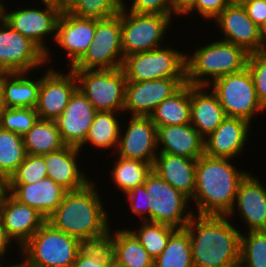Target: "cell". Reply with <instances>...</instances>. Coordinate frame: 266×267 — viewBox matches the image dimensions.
<instances>
[{"mask_svg": "<svg viewBox=\"0 0 266 267\" xmlns=\"http://www.w3.org/2000/svg\"><path fill=\"white\" fill-rule=\"evenodd\" d=\"M94 182L67 191L57 209L46 219L54 228L80 240L84 245L105 243L110 220Z\"/></svg>", "mask_w": 266, "mask_h": 267, "instance_id": "1", "label": "cell"}, {"mask_svg": "<svg viewBox=\"0 0 266 267\" xmlns=\"http://www.w3.org/2000/svg\"><path fill=\"white\" fill-rule=\"evenodd\" d=\"M231 218L194 214L185 226L191 240L194 267H229L240 262L239 228Z\"/></svg>", "mask_w": 266, "mask_h": 267, "instance_id": "2", "label": "cell"}, {"mask_svg": "<svg viewBox=\"0 0 266 267\" xmlns=\"http://www.w3.org/2000/svg\"><path fill=\"white\" fill-rule=\"evenodd\" d=\"M230 160L205 154L197 159L191 199L196 206L194 214L226 216L230 212L238 187L249 173L237 169Z\"/></svg>", "mask_w": 266, "mask_h": 267, "instance_id": "3", "label": "cell"}, {"mask_svg": "<svg viewBox=\"0 0 266 267\" xmlns=\"http://www.w3.org/2000/svg\"><path fill=\"white\" fill-rule=\"evenodd\" d=\"M248 57L249 53L240 46L223 40L209 41L192 54L186 53V83L209 86L219 77L244 70Z\"/></svg>", "mask_w": 266, "mask_h": 267, "instance_id": "4", "label": "cell"}, {"mask_svg": "<svg viewBox=\"0 0 266 267\" xmlns=\"http://www.w3.org/2000/svg\"><path fill=\"white\" fill-rule=\"evenodd\" d=\"M84 244L45 222L19 249L26 267H72Z\"/></svg>", "mask_w": 266, "mask_h": 267, "instance_id": "5", "label": "cell"}, {"mask_svg": "<svg viewBox=\"0 0 266 267\" xmlns=\"http://www.w3.org/2000/svg\"><path fill=\"white\" fill-rule=\"evenodd\" d=\"M121 68L127 82L186 78V53L166 45L125 56Z\"/></svg>", "mask_w": 266, "mask_h": 267, "instance_id": "6", "label": "cell"}, {"mask_svg": "<svg viewBox=\"0 0 266 267\" xmlns=\"http://www.w3.org/2000/svg\"><path fill=\"white\" fill-rule=\"evenodd\" d=\"M121 40L123 55L146 52L163 47L167 30L173 18L161 14H139L129 12L124 6L120 10Z\"/></svg>", "mask_w": 266, "mask_h": 267, "instance_id": "7", "label": "cell"}, {"mask_svg": "<svg viewBox=\"0 0 266 267\" xmlns=\"http://www.w3.org/2000/svg\"><path fill=\"white\" fill-rule=\"evenodd\" d=\"M209 89L218 97L227 117L243 118L252 124L257 113L266 111L259 101L247 67L240 72L215 79L209 84Z\"/></svg>", "mask_w": 266, "mask_h": 267, "instance_id": "8", "label": "cell"}, {"mask_svg": "<svg viewBox=\"0 0 266 267\" xmlns=\"http://www.w3.org/2000/svg\"><path fill=\"white\" fill-rule=\"evenodd\" d=\"M144 185L150 206V222L184 229L194 215L192 209L186 210L190 199L153 170L147 175Z\"/></svg>", "mask_w": 266, "mask_h": 267, "instance_id": "9", "label": "cell"}, {"mask_svg": "<svg viewBox=\"0 0 266 267\" xmlns=\"http://www.w3.org/2000/svg\"><path fill=\"white\" fill-rule=\"evenodd\" d=\"M78 88L97 111L120 112L125 105L126 77L122 68L74 70Z\"/></svg>", "mask_w": 266, "mask_h": 267, "instance_id": "10", "label": "cell"}, {"mask_svg": "<svg viewBox=\"0 0 266 267\" xmlns=\"http://www.w3.org/2000/svg\"><path fill=\"white\" fill-rule=\"evenodd\" d=\"M44 9L41 8H17L9 11L4 6V21L18 33L29 38L44 53L46 65L52 58L50 47L46 46L45 38L55 39L56 25L61 14L62 7L60 4L51 1H41Z\"/></svg>", "mask_w": 266, "mask_h": 267, "instance_id": "11", "label": "cell"}, {"mask_svg": "<svg viewBox=\"0 0 266 267\" xmlns=\"http://www.w3.org/2000/svg\"><path fill=\"white\" fill-rule=\"evenodd\" d=\"M124 60L121 40L120 13L96 19L93 41L73 70L118 69Z\"/></svg>", "mask_w": 266, "mask_h": 267, "instance_id": "12", "label": "cell"}, {"mask_svg": "<svg viewBox=\"0 0 266 267\" xmlns=\"http://www.w3.org/2000/svg\"><path fill=\"white\" fill-rule=\"evenodd\" d=\"M45 65V66H44ZM46 66L45 53L29 38L0 24V73L32 72Z\"/></svg>", "mask_w": 266, "mask_h": 267, "instance_id": "13", "label": "cell"}, {"mask_svg": "<svg viewBox=\"0 0 266 267\" xmlns=\"http://www.w3.org/2000/svg\"><path fill=\"white\" fill-rule=\"evenodd\" d=\"M40 77L38 102L35 107L40 119L56 121L68 105L71 95L78 88L77 77L72 68L65 74L47 68ZM63 72V73H62Z\"/></svg>", "mask_w": 266, "mask_h": 267, "instance_id": "14", "label": "cell"}, {"mask_svg": "<svg viewBox=\"0 0 266 267\" xmlns=\"http://www.w3.org/2000/svg\"><path fill=\"white\" fill-rule=\"evenodd\" d=\"M184 84L186 78L126 82L123 112L131 113L130 116H150L163 100L170 98Z\"/></svg>", "mask_w": 266, "mask_h": 267, "instance_id": "15", "label": "cell"}, {"mask_svg": "<svg viewBox=\"0 0 266 267\" xmlns=\"http://www.w3.org/2000/svg\"><path fill=\"white\" fill-rule=\"evenodd\" d=\"M128 126L120 129L115 156L154 164L157 148V127L150 116H130Z\"/></svg>", "mask_w": 266, "mask_h": 267, "instance_id": "16", "label": "cell"}, {"mask_svg": "<svg viewBox=\"0 0 266 267\" xmlns=\"http://www.w3.org/2000/svg\"><path fill=\"white\" fill-rule=\"evenodd\" d=\"M96 30V18L78 17L61 11L54 42L65 50L69 68H72L87 52Z\"/></svg>", "mask_w": 266, "mask_h": 267, "instance_id": "17", "label": "cell"}, {"mask_svg": "<svg viewBox=\"0 0 266 267\" xmlns=\"http://www.w3.org/2000/svg\"><path fill=\"white\" fill-rule=\"evenodd\" d=\"M0 218L3 227L19 250L46 222V218L36 209L20 203L8 191L0 197Z\"/></svg>", "mask_w": 266, "mask_h": 267, "instance_id": "18", "label": "cell"}, {"mask_svg": "<svg viewBox=\"0 0 266 267\" xmlns=\"http://www.w3.org/2000/svg\"><path fill=\"white\" fill-rule=\"evenodd\" d=\"M213 21L224 34L220 40L240 46L248 53L261 51L259 28L249 18L243 5L229 4Z\"/></svg>", "mask_w": 266, "mask_h": 267, "instance_id": "19", "label": "cell"}, {"mask_svg": "<svg viewBox=\"0 0 266 267\" xmlns=\"http://www.w3.org/2000/svg\"><path fill=\"white\" fill-rule=\"evenodd\" d=\"M96 112L86 96L77 88L56 120L65 145L80 148L84 144Z\"/></svg>", "mask_w": 266, "mask_h": 267, "instance_id": "20", "label": "cell"}, {"mask_svg": "<svg viewBox=\"0 0 266 267\" xmlns=\"http://www.w3.org/2000/svg\"><path fill=\"white\" fill-rule=\"evenodd\" d=\"M250 127L252 124L246 119L226 117L215 131L204 138V154L233 160L241 156L245 143L249 141Z\"/></svg>", "mask_w": 266, "mask_h": 267, "instance_id": "21", "label": "cell"}, {"mask_svg": "<svg viewBox=\"0 0 266 267\" xmlns=\"http://www.w3.org/2000/svg\"><path fill=\"white\" fill-rule=\"evenodd\" d=\"M265 187L256 175L253 176L249 172L241 181L234 204L226 216L233 219L232 216L238 211V216L246 224L247 231H258L266 220Z\"/></svg>", "mask_w": 266, "mask_h": 267, "instance_id": "22", "label": "cell"}, {"mask_svg": "<svg viewBox=\"0 0 266 267\" xmlns=\"http://www.w3.org/2000/svg\"><path fill=\"white\" fill-rule=\"evenodd\" d=\"M82 151L73 146H65L60 150L42 155L46 163L48 178L61 185L67 191L82 189L93 180L81 170L77 163ZM79 155V156H78ZM88 176V177H87Z\"/></svg>", "mask_w": 266, "mask_h": 267, "instance_id": "23", "label": "cell"}, {"mask_svg": "<svg viewBox=\"0 0 266 267\" xmlns=\"http://www.w3.org/2000/svg\"><path fill=\"white\" fill-rule=\"evenodd\" d=\"M16 200L36 209L46 219L57 209L67 190L51 178H44L32 184H5Z\"/></svg>", "mask_w": 266, "mask_h": 267, "instance_id": "24", "label": "cell"}, {"mask_svg": "<svg viewBox=\"0 0 266 267\" xmlns=\"http://www.w3.org/2000/svg\"><path fill=\"white\" fill-rule=\"evenodd\" d=\"M157 148L170 155L198 159L204 154V138L190 123L161 126L157 127Z\"/></svg>", "mask_w": 266, "mask_h": 267, "instance_id": "25", "label": "cell"}, {"mask_svg": "<svg viewBox=\"0 0 266 267\" xmlns=\"http://www.w3.org/2000/svg\"><path fill=\"white\" fill-rule=\"evenodd\" d=\"M190 103V124L203 138L215 131L227 117L209 86L190 85Z\"/></svg>", "mask_w": 266, "mask_h": 267, "instance_id": "26", "label": "cell"}, {"mask_svg": "<svg viewBox=\"0 0 266 267\" xmlns=\"http://www.w3.org/2000/svg\"><path fill=\"white\" fill-rule=\"evenodd\" d=\"M196 163L197 159L158 152L152 170L191 201L195 192Z\"/></svg>", "mask_w": 266, "mask_h": 267, "instance_id": "27", "label": "cell"}, {"mask_svg": "<svg viewBox=\"0 0 266 267\" xmlns=\"http://www.w3.org/2000/svg\"><path fill=\"white\" fill-rule=\"evenodd\" d=\"M106 243L119 267H154V259L128 228L109 230Z\"/></svg>", "mask_w": 266, "mask_h": 267, "instance_id": "28", "label": "cell"}, {"mask_svg": "<svg viewBox=\"0 0 266 267\" xmlns=\"http://www.w3.org/2000/svg\"><path fill=\"white\" fill-rule=\"evenodd\" d=\"M30 73H0V87L5 108L35 109L38 102L40 78L33 79Z\"/></svg>", "mask_w": 266, "mask_h": 267, "instance_id": "29", "label": "cell"}, {"mask_svg": "<svg viewBox=\"0 0 266 267\" xmlns=\"http://www.w3.org/2000/svg\"><path fill=\"white\" fill-rule=\"evenodd\" d=\"M190 84H184L170 98L163 100L150 115L156 127L190 123Z\"/></svg>", "mask_w": 266, "mask_h": 267, "instance_id": "30", "label": "cell"}, {"mask_svg": "<svg viewBox=\"0 0 266 267\" xmlns=\"http://www.w3.org/2000/svg\"><path fill=\"white\" fill-rule=\"evenodd\" d=\"M119 114L120 112L97 111L87 133L86 140L79 149L82 151L85 145L90 144L95 149L101 148V150L106 149L107 151L113 148L111 152H115L120 136V129L122 128L121 122L119 121L120 117H118Z\"/></svg>", "mask_w": 266, "mask_h": 267, "instance_id": "31", "label": "cell"}, {"mask_svg": "<svg viewBox=\"0 0 266 267\" xmlns=\"http://www.w3.org/2000/svg\"><path fill=\"white\" fill-rule=\"evenodd\" d=\"M26 154L44 155L65 147L56 121L38 119L23 135Z\"/></svg>", "mask_w": 266, "mask_h": 267, "instance_id": "32", "label": "cell"}, {"mask_svg": "<svg viewBox=\"0 0 266 267\" xmlns=\"http://www.w3.org/2000/svg\"><path fill=\"white\" fill-rule=\"evenodd\" d=\"M154 267H194L188 231L177 229L163 252L154 260Z\"/></svg>", "mask_w": 266, "mask_h": 267, "instance_id": "33", "label": "cell"}, {"mask_svg": "<svg viewBox=\"0 0 266 267\" xmlns=\"http://www.w3.org/2000/svg\"><path fill=\"white\" fill-rule=\"evenodd\" d=\"M114 158L115 164L110 170L111 179L124 194L129 190L143 185L152 165L141 160Z\"/></svg>", "mask_w": 266, "mask_h": 267, "instance_id": "34", "label": "cell"}, {"mask_svg": "<svg viewBox=\"0 0 266 267\" xmlns=\"http://www.w3.org/2000/svg\"><path fill=\"white\" fill-rule=\"evenodd\" d=\"M23 136L0 128V179L6 183L24 161Z\"/></svg>", "mask_w": 266, "mask_h": 267, "instance_id": "35", "label": "cell"}, {"mask_svg": "<svg viewBox=\"0 0 266 267\" xmlns=\"http://www.w3.org/2000/svg\"><path fill=\"white\" fill-rule=\"evenodd\" d=\"M60 5L78 17L105 19L120 13L123 0H61Z\"/></svg>", "mask_w": 266, "mask_h": 267, "instance_id": "36", "label": "cell"}, {"mask_svg": "<svg viewBox=\"0 0 266 267\" xmlns=\"http://www.w3.org/2000/svg\"><path fill=\"white\" fill-rule=\"evenodd\" d=\"M138 230L128 228L140 241L143 248L155 260L167 246L170 236L177 230L175 227L142 221Z\"/></svg>", "mask_w": 266, "mask_h": 267, "instance_id": "37", "label": "cell"}, {"mask_svg": "<svg viewBox=\"0 0 266 267\" xmlns=\"http://www.w3.org/2000/svg\"><path fill=\"white\" fill-rule=\"evenodd\" d=\"M240 237V262L245 267H266V236L246 231Z\"/></svg>", "mask_w": 266, "mask_h": 267, "instance_id": "38", "label": "cell"}, {"mask_svg": "<svg viewBox=\"0 0 266 267\" xmlns=\"http://www.w3.org/2000/svg\"><path fill=\"white\" fill-rule=\"evenodd\" d=\"M38 119L39 115L34 108H5L0 119V128L23 136Z\"/></svg>", "mask_w": 266, "mask_h": 267, "instance_id": "39", "label": "cell"}, {"mask_svg": "<svg viewBox=\"0 0 266 267\" xmlns=\"http://www.w3.org/2000/svg\"><path fill=\"white\" fill-rule=\"evenodd\" d=\"M47 177L44 157L26 154L24 161L5 184H32Z\"/></svg>", "mask_w": 266, "mask_h": 267, "instance_id": "40", "label": "cell"}, {"mask_svg": "<svg viewBox=\"0 0 266 267\" xmlns=\"http://www.w3.org/2000/svg\"><path fill=\"white\" fill-rule=\"evenodd\" d=\"M113 263L108 244L84 245L79 251L72 267H110Z\"/></svg>", "mask_w": 266, "mask_h": 267, "instance_id": "41", "label": "cell"}, {"mask_svg": "<svg viewBox=\"0 0 266 267\" xmlns=\"http://www.w3.org/2000/svg\"><path fill=\"white\" fill-rule=\"evenodd\" d=\"M247 68L251 73L259 101L266 109V50L249 53Z\"/></svg>", "mask_w": 266, "mask_h": 267, "instance_id": "42", "label": "cell"}, {"mask_svg": "<svg viewBox=\"0 0 266 267\" xmlns=\"http://www.w3.org/2000/svg\"><path fill=\"white\" fill-rule=\"evenodd\" d=\"M129 5L123 0V6L129 12L139 13V14H161L164 16L174 17L171 12L170 0H132ZM127 5V6H126Z\"/></svg>", "mask_w": 266, "mask_h": 267, "instance_id": "43", "label": "cell"}, {"mask_svg": "<svg viewBox=\"0 0 266 267\" xmlns=\"http://www.w3.org/2000/svg\"><path fill=\"white\" fill-rule=\"evenodd\" d=\"M131 213L139 216L141 221H150V206L146 199L145 185L137 186L124 194Z\"/></svg>", "mask_w": 266, "mask_h": 267, "instance_id": "44", "label": "cell"}, {"mask_svg": "<svg viewBox=\"0 0 266 267\" xmlns=\"http://www.w3.org/2000/svg\"><path fill=\"white\" fill-rule=\"evenodd\" d=\"M228 5L227 0H196L195 5L184 16L196 12L205 20L213 21Z\"/></svg>", "mask_w": 266, "mask_h": 267, "instance_id": "45", "label": "cell"}, {"mask_svg": "<svg viewBox=\"0 0 266 267\" xmlns=\"http://www.w3.org/2000/svg\"><path fill=\"white\" fill-rule=\"evenodd\" d=\"M242 5L249 18L259 27L266 19V0H252Z\"/></svg>", "mask_w": 266, "mask_h": 267, "instance_id": "46", "label": "cell"}, {"mask_svg": "<svg viewBox=\"0 0 266 267\" xmlns=\"http://www.w3.org/2000/svg\"><path fill=\"white\" fill-rule=\"evenodd\" d=\"M196 0H170L171 12L177 17L184 16L194 5Z\"/></svg>", "mask_w": 266, "mask_h": 267, "instance_id": "47", "label": "cell"}, {"mask_svg": "<svg viewBox=\"0 0 266 267\" xmlns=\"http://www.w3.org/2000/svg\"><path fill=\"white\" fill-rule=\"evenodd\" d=\"M12 240L8 237L5 228L3 227L2 220L0 218V256L5 259L7 256L6 253L11 250V248H14V244L12 245ZM11 246V247H10ZM9 248V249H8Z\"/></svg>", "mask_w": 266, "mask_h": 267, "instance_id": "48", "label": "cell"}, {"mask_svg": "<svg viewBox=\"0 0 266 267\" xmlns=\"http://www.w3.org/2000/svg\"><path fill=\"white\" fill-rule=\"evenodd\" d=\"M259 35L261 41V51L266 50V19L259 25Z\"/></svg>", "mask_w": 266, "mask_h": 267, "instance_id": "49", "label": "cell"}, {"mask_svg": "<svg viewBox=\"0 0 266 267\" xmlns=\"http://www.w3.org/2000/svg\"><path fill=\"white\" fill-rule=\"evenodd\" d=\"M21 260H22V262H21ZM0 267H26V265H25V262H24V260H23V258L21 257L20 258V263L19 262H17L16 264H8L7 266H5V265H1Z\"/></svg>", "mask_w": 266, "mask_h": 267, "instance_id": "50", "label": "cell"}, {"mask_svg": "<svg viewBox=\"0 0 266 267\" xmlns=\"http://www.w3.org/2000/svg\"><path fill=\"white\" fill-rule=\"evenodd\" d=\"M3 0H0V24L4 20V6L5 2H2Z\"/></svg>", "mask_w": 266, "mask_h": 267, "instance_id": "51", "label": "cell"}, {"mask_svg": "<svg viewBox=\"0 0 266 267\" xmlns=\"http://www.w3.org/2000/svg\"><path fill=\"white\" fill-rule=\"evenodd\" d=\"M5 106H4V101H3V97H2V91H1V87H0V119L1 116L4 112Z\"/></svg>", "mask_w": 266, "mask_h": 267, "instance_id": "52", "label": "cell"}, {"mask_svg": "<svg viewBox=\"0 0 266 267\" xmlns=\"http://www.w3.org/2000/svg\"><path fill=\"white\" fill-rule=\"evenodd\" d=\"M5 190V183L0 179V197Z\"/></svg>", "mask_w": 266, "mask_h": 267, "instance_id": "53", "label": "cell"}, {"mask_svg": "<svg viewBox=\"0 0 266 267\" xmlns=\"http://www.w3.org/2000/svg\"><path fill=\"white\" fill-rule=\"evenodd\" d=\"M259 231H260L264 236H266V220H265L263 226L259 229Z\"/></svg>", "mask_w": 266, "mask_h": 267, "instance_id": "54", "label": "cell"}, {"mask_svg": "<svg viewBox=\"0 0 266 267\" xmlns=\"http://www.w3.org/2000/svg\"><path fill=\"white\" fill-rule=\"evenodd\" d=\"M229 267H245L241 262H238L232 266H229Z\"/></svg>", "mask_w": 266, "mask_h": 267, "instance_id": "55", "label": "cell"}, {"mask_svg": "<svg viewBox=\"0 0 266 267\" xmlns=\"http://www.w3.org/2000/svg\"><path fill=\"white\" fill-rule=\"evenodd\" d=\"M229 4H234V3H237V4H240V0H227Z\"/></svg>", "mask_w": 266, "mask_h": 267, "instance_id": "56", "label": "cell"}, {"mask_svg": "<svg viewBox=\"0 0 266 267\" xmlns=\"http://www.w3.org/2000/svg\"><path fill=\"white\" fill-rule=\"evenodd\" d=\"M39 1H51V2H56L58 4H60L61 0H39Z\"/></svg>", "mask_w": 266, "mask_h": 267, "instance_id": "57", "label": "cell"}, {"mask_svg": "<svg viewBox=\"0 0 266 267\" xmlns=\"http://www.w3.org/2000/svg\"><path fill=\"white\" fill-rule=\"evenodd\" d=\"M249 1H252V0H240V5L245 4V3L249 2Z\"/></svg>", "mask_w": 266, "mask_h": 267, "instance_id": "58", "label": "cell"}, {"mask_svg": "<svg viewBox=\"0 0 266 267\" xmlns=\"http://www.w3.org/2000/svg\"><path fill=\"white\" fill-rule=\"evenodd\" d=\"M3 258L0 256V266L4 263V260H2ZM3 261V262H2Z\"/></svg>", "mask_w": 266, "mask_h": 267, "instance_id": "59", "label": "cell"}, {"mask_svg": "<svg viewBox=\"0 0 266 267\" xmlns=\"http://www.w3.org/2000/svg\"><path fill=\"white\" fill-rule=\"evenodd\" d=\"M110 267H119L114 262L110 265Z\"/></svg>", "mask_w": 266, "mask_h": 267, "instance_id": "60", "label": "cell"}]
</instances>
